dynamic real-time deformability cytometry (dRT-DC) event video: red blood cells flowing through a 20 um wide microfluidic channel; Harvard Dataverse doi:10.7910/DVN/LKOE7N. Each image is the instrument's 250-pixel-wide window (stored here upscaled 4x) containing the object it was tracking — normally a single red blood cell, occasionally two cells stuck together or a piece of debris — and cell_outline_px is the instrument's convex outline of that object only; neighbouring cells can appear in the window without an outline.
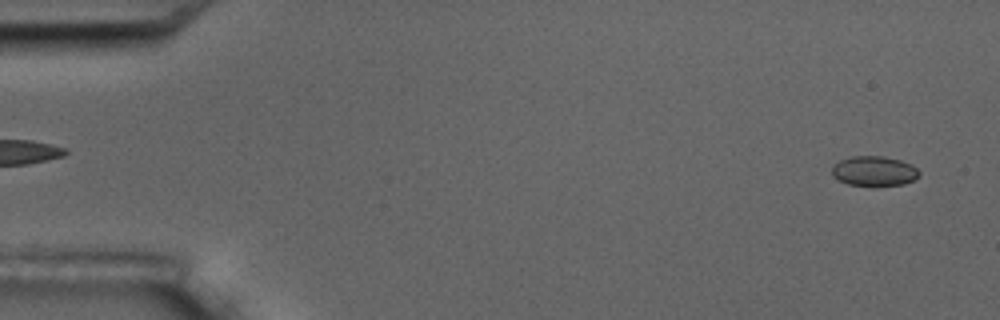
{"species": "common noctule bat (a hibernating species)", "species_latin": "Nyctalus noctula", "temperature_condition": "room temperature", "stored_images_in_passage": 5, "segment_of_instrument_passage": [2, 2], "camera_frame_rate_fps": 3000, "um_per_image_px": 0.085, "animal": {"sex": "male", "body_mass_g": 17.5, "forearm_length_mm": 52.3}, "frame": {"image": 1, "passage_image": 5, "time_ms": 5.333, "image_size_px": [1000, 320], "cell_outline_px": [[920, 176], [916, 180], [904, 184], [876, 188], [848, 184], [832, 176], [832, 168], [840, 160], [852, 156], [884, 156], [900, 160], [912, 164], [920, 172]], "centroid_in_image_um": [74.35, 14.58], "position_along_channel_um": 10.6, "area_um2": 15.72}}